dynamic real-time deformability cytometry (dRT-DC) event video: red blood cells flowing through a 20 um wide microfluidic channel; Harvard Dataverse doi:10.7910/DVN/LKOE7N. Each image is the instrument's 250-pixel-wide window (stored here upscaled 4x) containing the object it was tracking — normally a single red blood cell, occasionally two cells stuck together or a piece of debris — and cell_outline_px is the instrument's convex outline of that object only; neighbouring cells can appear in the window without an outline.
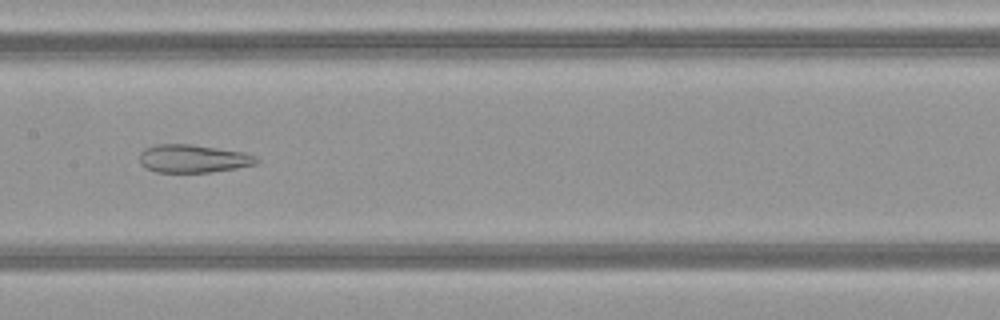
{"species": "common noctule bat (a hibernating species)", "species_latin": "Nyctalus noctula", "temperature_condition": "warm", "stored_images_in_passage": 35, "camera_frame_rate_fps": 3000, "um_per_image_px": 0.085, "animal": {"sex": "female", "body_mass_g": 21.9}, "frame": {"image": 1, "passage_image": 11, "time_ms": 3.333, "image_size_px": [1000, 320], "cell_outline_px": [[260, 160], [256, 164], [236, 168], [212, 172], [156, 172], [140, 164], [140, 152], [144, 148], [156, 144], [192, 144], [244, 152], [256, 156]], "centroid_in_image_um": [16.42, 13.47], "position_along_channel_um": 191.0, "area_um2": 19.19}}
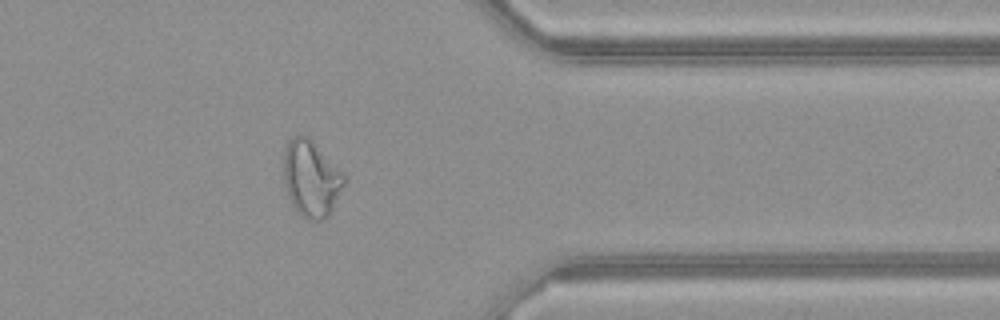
{"frame": {"image": 2, "passage_image": 26, "time_ms": 8.333, "image_size_px": [1000, 320], "cell_outline_px": [[344, 184], [332, 212], [324, 220], [308, 220], [300, 216], [296, 212], [292, 204], [284, 184], [284, 148], [288, 140], [292, 136], [300, 132], [308, 136], [344, 172]], "centroid_in_image_um": [26.44, 15.16], "position_along_channel_um": 385.0, "area_um2": 27.4}}
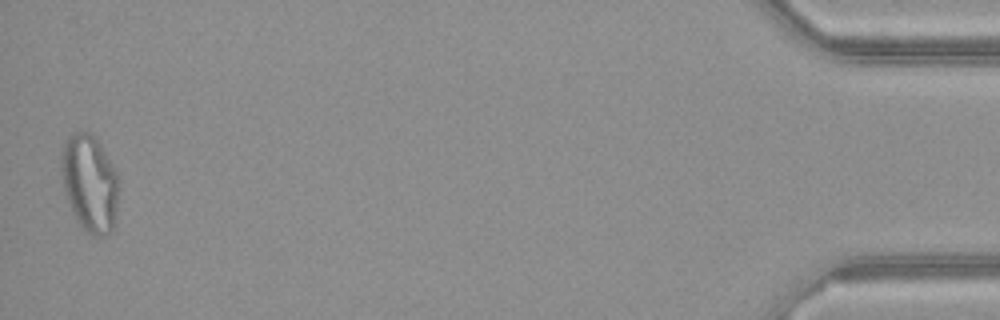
{"frame": {"image": 3, "passage_image": 35, "time_ms": 11.333, "image_size_px": [1000, 320], "cell_outline_px": [[120, 180], [116, 208], [112, 228], [104, 236], [92, 236], [76, 220], [68, 200], [64, 188], [60, 168], [60, 160], [64, 144], [68, 136], [76, 132], [88, 132], [96, 140], [104, 152], [116, 172]], "centroid_in_image_um": [7.61, 15.57], "position_along_channel_um": 427.6, "area_um2": 31.96}, "authors_computed_cell_mechanics": {"area_um2": 22.9466, "velocity_mm_per_s": 4.152, "shape_relaxation_time_tau1_ms": null, "shape_relaxation_time_tau2_ms": 2.1448, "deformation_change_tau1": null, "deformation_change_tau2": 0.1248}}